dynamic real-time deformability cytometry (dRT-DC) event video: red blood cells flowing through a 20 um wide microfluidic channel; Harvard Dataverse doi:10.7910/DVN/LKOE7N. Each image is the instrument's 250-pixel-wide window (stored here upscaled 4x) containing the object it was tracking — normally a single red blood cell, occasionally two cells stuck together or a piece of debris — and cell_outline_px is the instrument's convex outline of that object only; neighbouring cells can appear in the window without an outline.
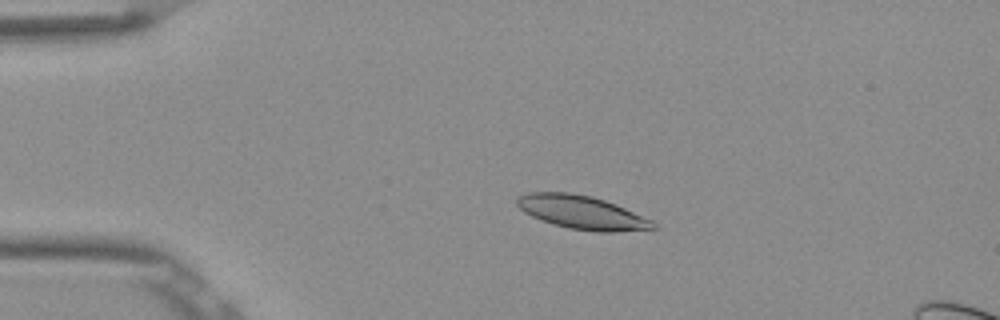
{"species": "Egyptian fruit bat (a non-hibernating species)", "species_latin": "Rousettus aegyptiacus", "temperature_condition": "room temperature", "stored_images_in_passage": 14, "camera_frame_rate_fps": 3000, "um_per_image_px": 0.085, "frame": {"image": 1, "passage_image": 3, "time_ms": 0.667, "image_size_px": [1000, 320], "cell_outline_px": [[656, 228], [616, 232], [596, 232], [568, 228], [552, 224], [532, 216], [524, 212], [516, 204], [516, 196], [528, 192], [572, 192], [592, 196], [616, 204], [652, 220], [656, 224]], "centroid_in_image_um": [49.44, 18.04], "position_along_channel_um": 35.6, "area_um2": 26.7}}
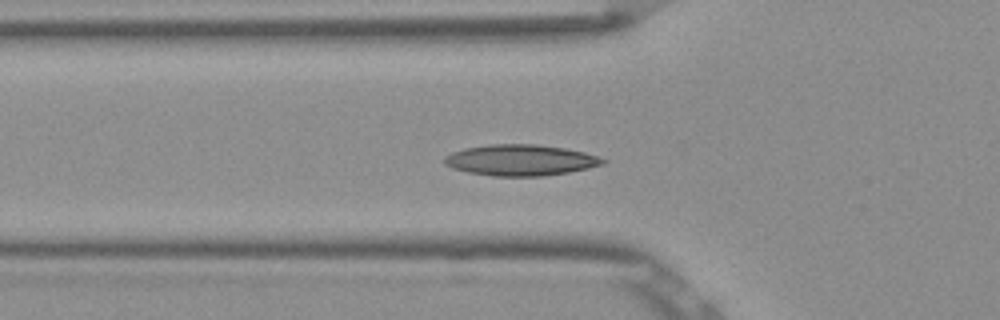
{"frame": {"image": 2, "passage_image": 10, "time_ms": 3.0, "image_size_px": [1000, 320], "cell_outline_px": [[608, 160], [604, 164], [588, 168], [568, 172], [544, 176], [492, 176], [468, 172], [452, 168], [444, 164], [444, 156], [452, 152], [464, 148], [492, 144], [536, 144], [564, 148], [584, 152]], "centroid_in_image_um": [44.23, 13.61], "position_along_channel_um": 81.6, "area_um2": 28.67}}
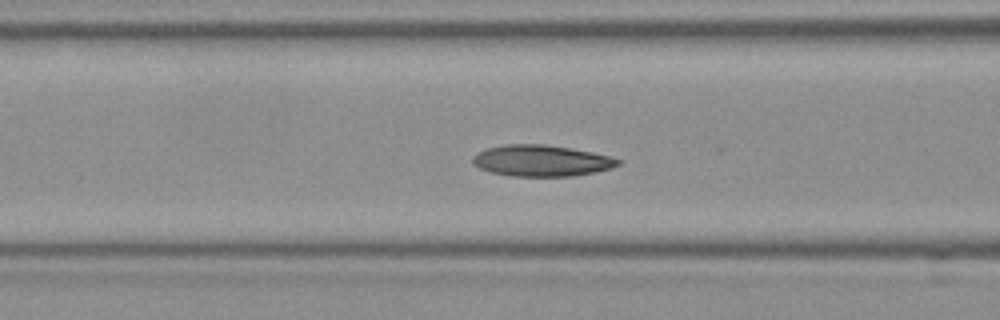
{"frame": {"image": 3, "passage_image": 13, "time_ms": 4.0, "image_size_px": [1000, 320], "cell_outline_px": [[624, 160], [620, 164], [612, 168], [572, 176], [512, 176], [492, 172], [480, 168], [472, 164], [472, 156], [476, 152], [488, 148], [508, 144], [544, 144], [592, 152]], "centroid_in_image_um": [46.01, 13.66], "position_along_channel_um": 120.6, "area_um2": 26.36}}